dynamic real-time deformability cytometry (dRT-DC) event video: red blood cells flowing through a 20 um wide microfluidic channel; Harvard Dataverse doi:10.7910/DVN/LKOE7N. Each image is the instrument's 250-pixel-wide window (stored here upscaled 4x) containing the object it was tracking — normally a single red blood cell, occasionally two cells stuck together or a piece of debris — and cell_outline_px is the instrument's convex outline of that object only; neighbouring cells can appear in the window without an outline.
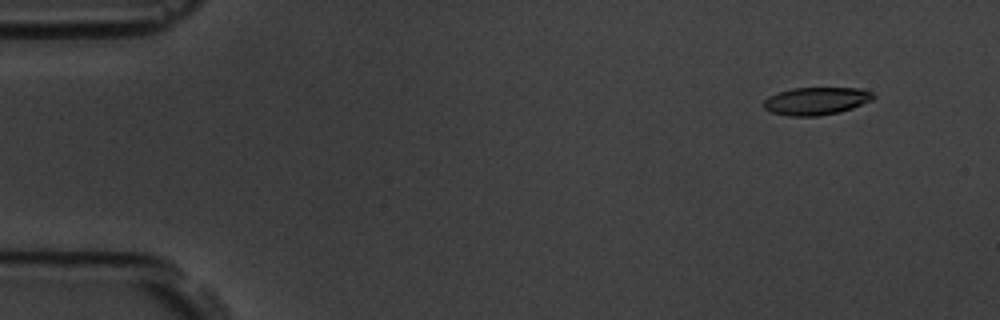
{"species": "common noctule bat (a hibernating species)", "species_latin": "Nyctalus noctula", "temperature_condition": "room temperature", "stored_images_in_passage": 4, "camera_frame_rate_fps": 3000, "um_per_image_px": 0.085, "animal": {"sex": "male", "body_mass_g": 19.5, "forearm_length_mm": 54.6}, "frame": {"image": 1, "passage_image": 1, "time_ms": 0.0, "image_size_px": [1000, 320], "cell_outline_px": [[876, 96], [872, 100], [852, 108], [840, 112], [820, 116], [788, 116], [772, 112], [764, 108], [760, 104], [768, 96], [792, 88], [864, 88], [872, 92]], "centroid_in_image_um": [69.38, 8.58], "position_along_channel_um": 15.6, "area_um2": 17.86}}
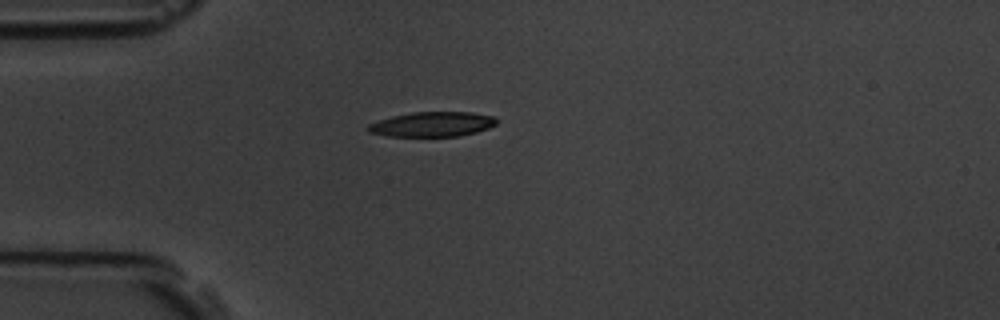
{"frame": {"image": 2, "passage_image": 4, "time_ms": 3.333, "image_size_px": [1000, 320], "cell_outline_px": [[496, 124], [488, 128], [476, 132], [460, 136], [388, 136], [368, 132], [364, 128], [368, 124], [392, 116], [412, 112], [472, 112], [496, 116]], "centroid_in_image_um": [36.74, 10.56], "position_along_channel_um": 48.3, "area_um2": 18.67}}